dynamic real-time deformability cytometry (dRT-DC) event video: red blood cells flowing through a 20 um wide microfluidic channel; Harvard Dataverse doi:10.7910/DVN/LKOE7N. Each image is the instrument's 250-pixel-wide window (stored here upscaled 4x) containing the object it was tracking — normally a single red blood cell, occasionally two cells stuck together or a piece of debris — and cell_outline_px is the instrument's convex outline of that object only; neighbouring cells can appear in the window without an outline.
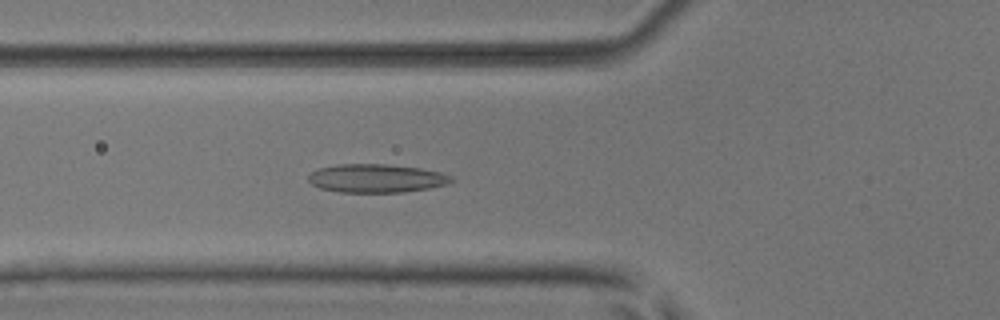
{"species": "common noctule bat (a hibernating species)", "species_latin": "Nyctalus noctula", "temperature_condition": "room temperature", "stored_images_in_passage": 51, "camera_frame_rate_fps": 3000, "um_per_image_px": 0.085, "animal": {"sex": "male", "body_mass_g": 17.9, "forearm_length_mm": 54.2}, "frame": {"image": 1, "passage_image": 19, "time_ms": 6.0, "image_size_px": [1000, 320], "cell_outline_px": [[456, 180], [448, 184], [428, 188], [404, 192], [340, 192], [320, 188], [312, 184], [308, 180], [308, 176], [312, 172], [320, 168], [340, 164], [388, 164], [420, 168], [440, 172], [452, 176]], "centroid_in_image_um": [32.03, 15.15], "position_along_channel_um": 93.8, "area_um2": 23.7}}
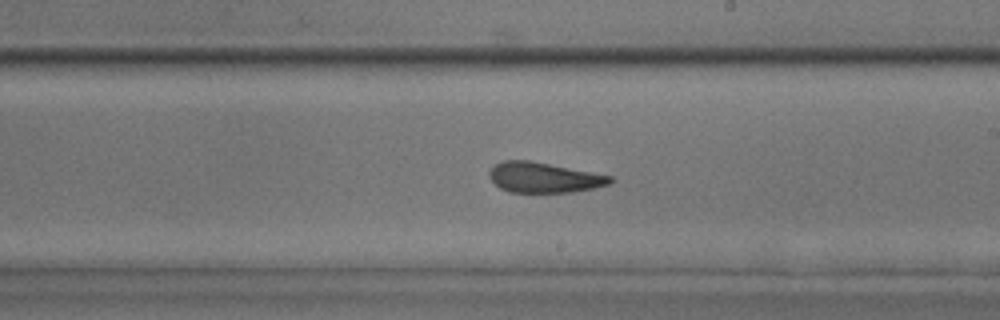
{"frame": {"image": 2, "passage_image": 30, "time_ms": 9.667, "image_size_px": [1000, 320], "cell_outline_px": [[616, 180], [608, 184], [592, 188], [572, 192], [508, 192], [500, 188], [488, 176], [488, 172], [496, 164], [504, 160], [528, 160], [612, 176]], "centroid_in_image_um": [46.22, 15.09], "position_along_channel_um": 242.8, "area_um2": 21.1}}
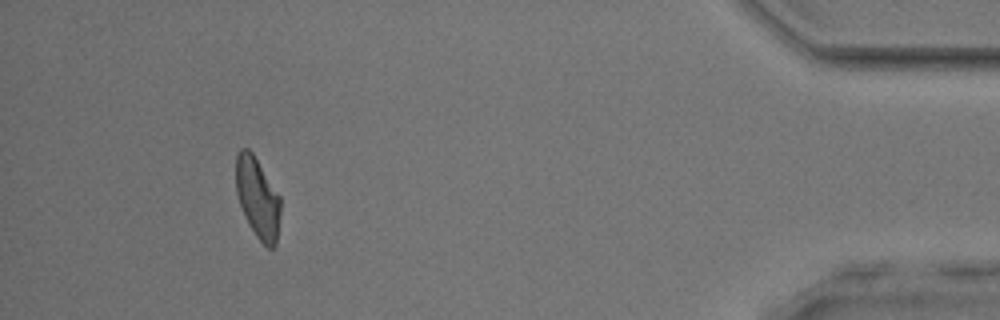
{"frame": {"image": 3, "passage_image": 47, "time_ms": 15.333, "image_size_px": [1000, 320], "cell_outline_px": [[280, 216], [276, 244], [272, 248], [268, 248], [256, 236], [248, 224], [244, 216], [236, 192], [236, 152], [240, 148], [248, 148], [252, 152], [280, 196]], "centroid_in_image_um": [21.89, 16.81], "position_along_channel_um": 413.3, "area_um2": 20.92}, "authors_computed_cell_mechanics": {"area_um2": 22.1952, "velocity_mm_per_s": 4.0675, "shape_relaxation_time_tau1_ms": null, "shape_relaxation_time_tau2_ms": 2.3001, "deformation_change_tau1": null, "deformation_change_tau2": 0.1025}}